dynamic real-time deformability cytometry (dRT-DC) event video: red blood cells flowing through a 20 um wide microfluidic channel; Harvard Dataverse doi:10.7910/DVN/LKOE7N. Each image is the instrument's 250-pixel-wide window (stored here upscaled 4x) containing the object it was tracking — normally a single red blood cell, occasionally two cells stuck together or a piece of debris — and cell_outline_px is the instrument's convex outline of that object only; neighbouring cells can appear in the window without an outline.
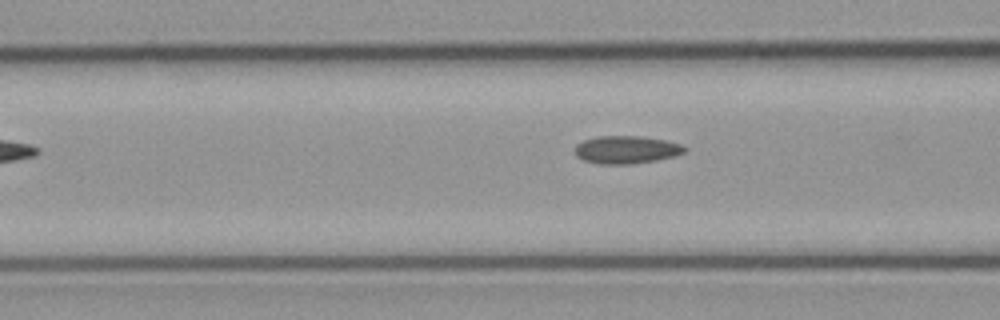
{"species": "common noctule bat (a hibernating species)", "species_latin": "Nyctalus noctula", "temperature_condition": "cold", "stored_images_in_passage": 8, "camera_frame_rate_fps": 3000, "um_per_image_px": 0.085, "animal": {"sex": "male", "body_mass_g": 23.1, "forearm_length_mm": 52.7}, "frame": {"image": 1, "passage_image": 6, "time_ms": 1.667, "image_size_px": [1000, 320], "cell_outline_px": [[688, 148], [684, 152], [676, 156], [656, 160], [632, 164], [600, 164], [584, 160], [576, 156], [576, 144], [584, 140], [596, 136], [640, 136], [668, 140], [680, 144]], "centroid_in_image_um": [53.27, 12.72], "position_along_channel_um": 113.3, "area_um2": 17.86}}